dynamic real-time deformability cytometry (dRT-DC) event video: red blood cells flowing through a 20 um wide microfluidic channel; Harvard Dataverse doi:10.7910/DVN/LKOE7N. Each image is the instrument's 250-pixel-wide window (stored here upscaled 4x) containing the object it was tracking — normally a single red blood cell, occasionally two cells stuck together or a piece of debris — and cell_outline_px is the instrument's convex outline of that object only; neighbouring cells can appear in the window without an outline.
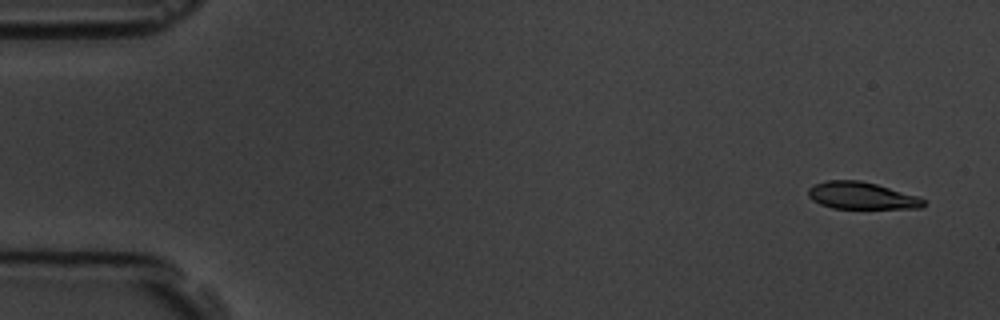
{"species": "common noctule bat (a hibernating species)", "species_latin": "Nyctalus noctula", "temperature_condition": "room temperature", "stored_images_in_passage": 5, "camera_frame_rate_fps": 3000, "um_per_image_px": 0.085, "animal": {"sex": "male", "body_mass_g": 19.5, "forearm_length_mm": 54.6}, "frame": {"image": 1, "passage_image": 1, "time_ms": 0.0, "image_size_px": [1000, 320], "cell_outline_px": [[924, 204], [920, 208], [832, 208], [820, 204], [812, 200], [808, 196], [808, 188], [812, 184], [828, 180], [860, 180], [876, 184], [916, 196], [924, 200]], "centroid_in_image_um": [73.15, 16.62], "position_along_channel_um": 11.8, "area_um2": 18.03}}